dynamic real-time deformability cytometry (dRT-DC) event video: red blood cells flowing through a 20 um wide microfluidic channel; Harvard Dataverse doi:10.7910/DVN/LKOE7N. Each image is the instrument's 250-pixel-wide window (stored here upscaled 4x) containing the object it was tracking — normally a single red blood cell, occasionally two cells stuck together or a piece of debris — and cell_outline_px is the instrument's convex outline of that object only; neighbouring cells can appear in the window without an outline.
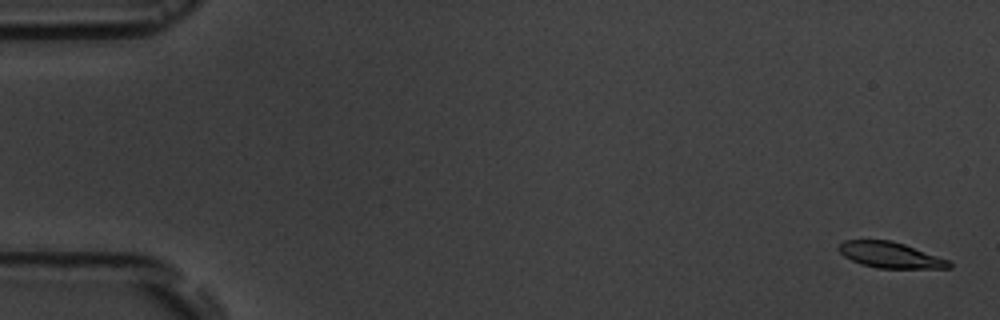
{"species": "common noctule bat (a hibernating species)", "species_latin": "Nyctalus noctula", "temperature_condition": "room temperature", "stored_images_in_passage": 17, "camera_frame_rate_fps": 3000, "um_per_image_px": 0.085, "animal": {"sex": "male", "body_mass_g": 19.5, "forearm_length_mm": 54.6}, "frame": {"image": 1, "passage_image": 1, "time_ms": 0.0, "image_size_px": [1000, 320], "cell_outline_px": [[952, 268], [876, 268], [860, 264], [844, 256], [836, 248], [844, 240], [892, 240], [904, 244], [948, 260], [952, 264]], "centroid_in_image_um": [75.64, 21.68], "position_along_channel_um": 9.4, "area_um2": 16.53}}
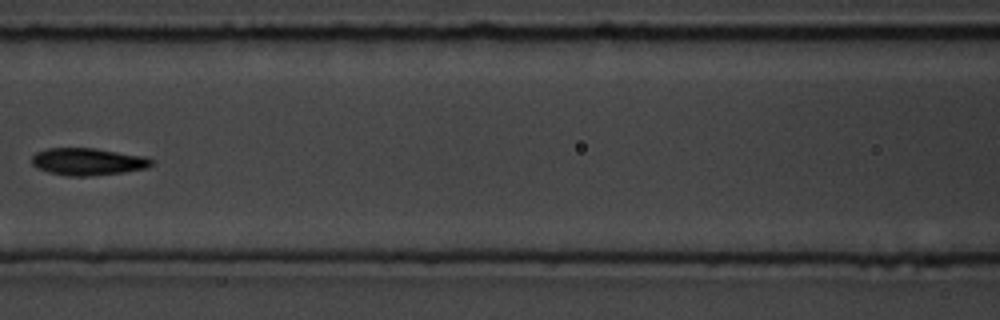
{"frame": {"image": 2, "passage_image": 8, "time_ms": 8.0, "image_size_px": [1000, 320], "cell_outline_px": [[152, 164], [148, 168], [124, 172], [88, 176], [68, 176], [48, 172], [36, 168], [32, 164], [32, 156], [36, 152], [48, 148], [96, 148], [144, 156], [152, 160]], "centroid_in_image_um": [7.45, 13.74], "position_along_channel_um": 159.2, "area_um2": 19.02}}
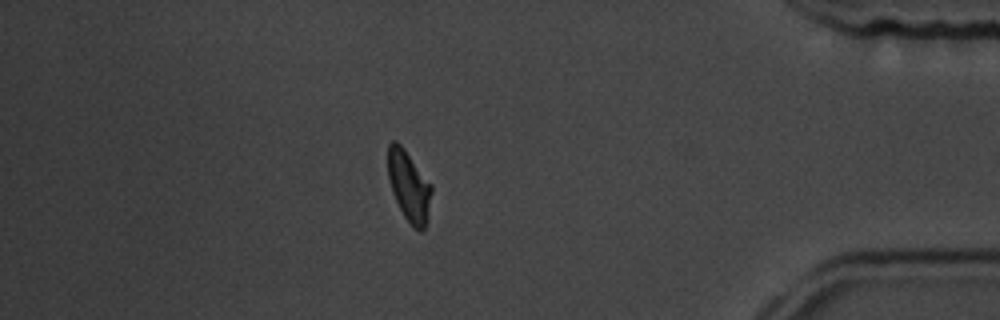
{"frame": {"image": 3, "passage_image": 15, "time_ms": 15.667, "image_size_px": [1000, 320], "cell_outline_px": [[432, 192], [428, 220], [424, 228], [420, 232], [412, 228], [404, 216], [392, 192], [388, 176], [388, 144], [392, 140], [396, 140], [404, 148], [432, 184]], "centroid_in_image_um": [34.78, 15.83], "position_along_channel_um": 400.4, "area_um2": 18.15}, "authors_computed_cell_mechanics": {"area_um2": 18.3226, "velocity_mm_per_s": 3.6471, "shape_relaxation_time_tau1_ms": 3.0539, "shape_relaxation_time_tau2_ms": 2.6994, "deformation_change_tau1": 0.1377, "deformation_change_tau2": 0.087}}